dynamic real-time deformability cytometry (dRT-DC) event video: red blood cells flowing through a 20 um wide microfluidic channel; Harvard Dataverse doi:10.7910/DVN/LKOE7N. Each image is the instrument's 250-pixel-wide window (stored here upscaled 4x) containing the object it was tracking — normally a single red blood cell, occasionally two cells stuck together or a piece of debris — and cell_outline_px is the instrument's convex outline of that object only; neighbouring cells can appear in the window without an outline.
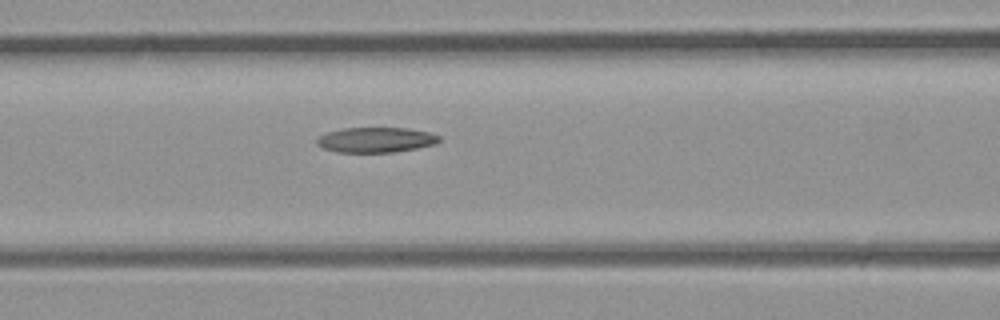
{"species": "common noctule bat (a hibernating species)", "species_latin": "Nyctalus noctula", "temperature_condition": "room temperature", "stored_images_in_passage": 4, "camera_frame_rate_fps": 3000, "um_per_image_px": 0.085, "animal": {"sex": "male", "body_mass_g": 23.1, "forearm_length_mm": 52.7}, "frame": {"image": 1, "passage_image": 4, "time_ms": 1.0, "image_size_px": [1000, 320], "cell_outline_px": [[440, 140], [436, 144], [396, 152], [336, 152], [324, 148], [316, 144], [316, 140], [320, 136], [328, 132], [344, 128], [408, 128], [428, 132], [440, 136]], "centroid_in_image_um": [31.96, 11.89], "position_along_channel_um": 134.6, "area_um2": 17.86}}